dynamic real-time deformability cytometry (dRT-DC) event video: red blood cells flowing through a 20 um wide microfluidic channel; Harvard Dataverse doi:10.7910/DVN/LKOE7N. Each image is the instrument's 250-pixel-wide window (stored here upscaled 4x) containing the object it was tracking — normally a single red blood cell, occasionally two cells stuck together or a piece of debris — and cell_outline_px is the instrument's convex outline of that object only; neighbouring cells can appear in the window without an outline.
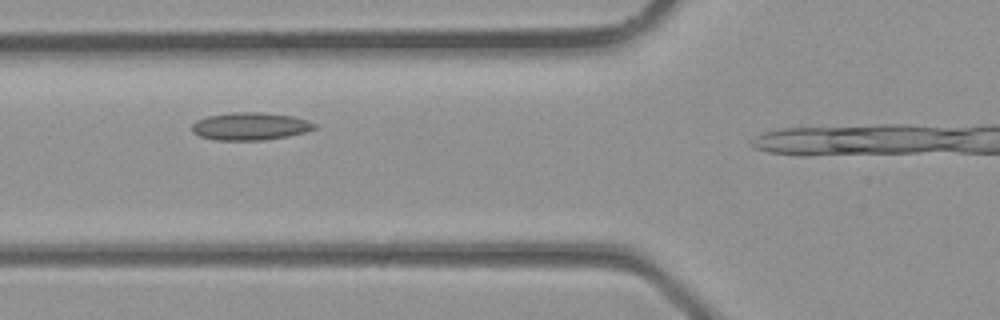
{"species": "common noctule bat (a hibernating species)", "species_latin": "Nyctalus noctula", "temperature_condition": "room temperature", "stored_images_in_passage": 4, "camera_frame_rate_fps": 3000, "um_per_image_px": 0.085, "animal": {"sex": "male", "body_mass_g": 23.1, "forearm_length_mm": 52.7}, "frame": {"image": 1, "passage_image": 3, "time_ms": 0.667, "image_size_px": [1000, 320], "cell_outline_px": [[316, 128], [304, 132], [288, 136], [264, 140], [216, 140], [200, 136], [192, 132], [192, 124], [196, 120], [208, 116], [232, 112], [260, 112], [292, 116], [308, 120], [316, 124]], "centroid_in_image_um": [21.26, 10.73], "position_along_channel_um": 104.5, "area_um2": 19.71}}